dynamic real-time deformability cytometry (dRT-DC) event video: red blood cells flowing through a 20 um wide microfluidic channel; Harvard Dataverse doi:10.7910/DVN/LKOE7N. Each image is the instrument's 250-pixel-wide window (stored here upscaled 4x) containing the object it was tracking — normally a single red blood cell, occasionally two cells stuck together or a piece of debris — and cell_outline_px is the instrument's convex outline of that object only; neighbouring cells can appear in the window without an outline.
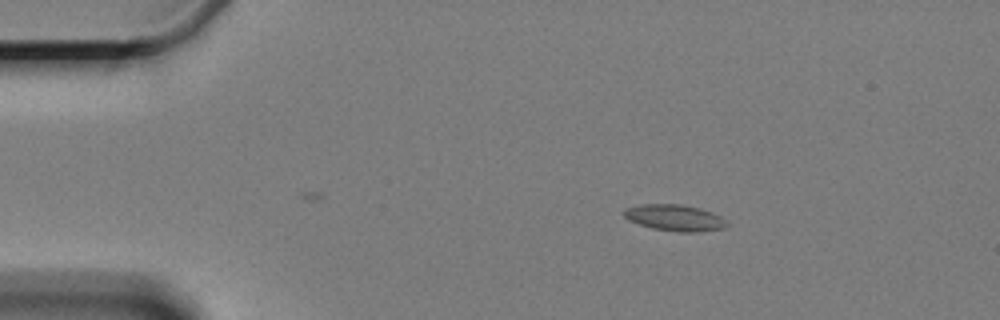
{"species": "Egyptian fruit bat (a non-hibernating species)", "species_latin": "Rousettus aegyptiacus", "temperature_condition": "cold", "stored_images_in_passage": 3, "camera_frame_rate_fps": 3000, "um_per_image_px": 0.085, "animal": {"sex": "female"}, "frame": {"image": 1, "passage_image": 1, "time_ms": 0.0, "image_size_px": [1000, 320], "cell_outline_px": [[728, 224], [724, 228], [696, 232], [680, 232], [652, 228], [628, 220], [624, 216], [624, 208], [640, 204], [680, 204], [700, 208], [712, 212], [728, 220]], "centroid_in_image_um": [57.36, 18.5], "position_along_channel_um": 27.6, "area_um2": 15.84}}